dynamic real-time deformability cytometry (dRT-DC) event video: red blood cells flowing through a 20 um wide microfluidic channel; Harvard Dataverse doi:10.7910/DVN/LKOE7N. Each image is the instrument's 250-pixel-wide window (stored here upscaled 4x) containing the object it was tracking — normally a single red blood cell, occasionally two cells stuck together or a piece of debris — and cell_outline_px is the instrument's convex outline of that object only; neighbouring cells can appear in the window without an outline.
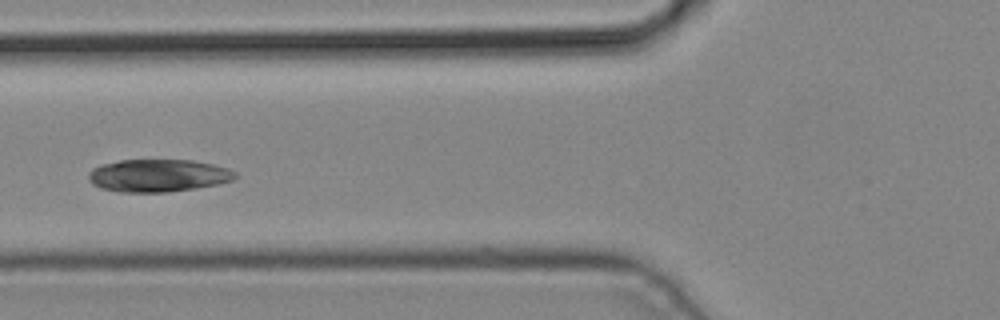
{"species": "common noctule bat (a hibernating species)", "species_latin": "Nyctalus noctula", "temperature_condition": "cold", "stored_images_in_passage": 5, "camera_frame_rate_fps": 3000, "um_per_image_px": 0.085, "animal": {"sex": "male", "body_mass_g": 19.2, "forearm_length_mm": 51.8}, "frame": {"image": 1, "passage_image": 4, "time_ms": 1.0, "image_size_px": [1000, 320], "cell_outline_px": [[236, 176], [232, 180], [216, 184], [196, 188], [168, 192], [120, 192], [100, 188], [92, 184], [88, 180], [88, 172], [92, 168], [100, 164], [120, 160], [192, 160], [212, 164], [228, 168], [236, 172]], "centroid_in_image_um": [13.39, 14.92], "position_along_channel_um": 112.4, "area_um2": 27.98}}
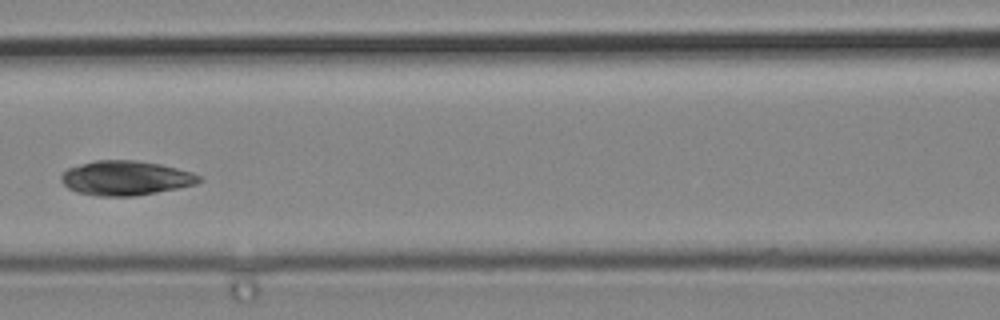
{"frame": {"image": 2, "passage_image": 5, "time_ms": 1.333, "image_size_px": [1000, 320], "cell_outline_px": [[204, 180], [196, 184], [156, 192], [132, 196], [96, 196], [76, 192], [68, 188], [60, 180], [60, 176], [68, 168], [80, 164], [96, 160], [136, 160], [160, 164], [192, 172], [200, 176]], "centroid_in_image_um": [10.67, 15.13], "position_along_channel_um": 155.9, "area_um2": 27.69}}